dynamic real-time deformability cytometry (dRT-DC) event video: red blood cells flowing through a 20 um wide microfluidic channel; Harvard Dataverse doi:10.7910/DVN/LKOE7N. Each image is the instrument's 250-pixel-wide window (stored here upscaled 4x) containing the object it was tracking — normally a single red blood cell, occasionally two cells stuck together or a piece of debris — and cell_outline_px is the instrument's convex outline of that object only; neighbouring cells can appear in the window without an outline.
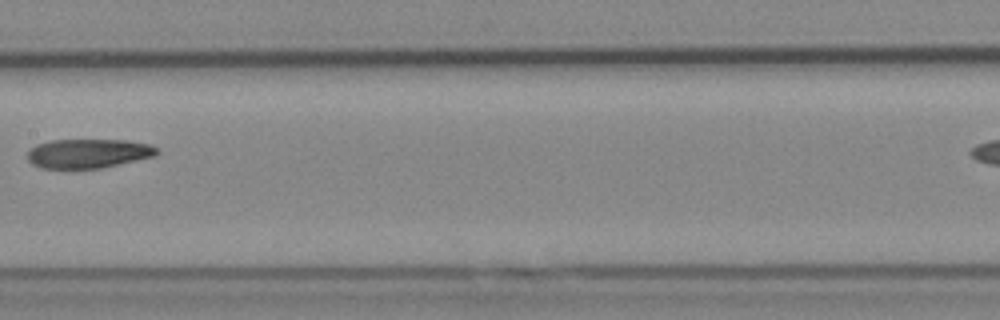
{"species": "Egyptian fruit bat (a non-hibernating species)", "species_latin": "Rousettus aegyptiacus", "temperature_condition": "cold", "stored_images_in_passage": 8, "camera_frame_rate_fps": 3000, "um_per_image_px": 0.085, "animal": {"sex": "female"}, "frame": {"image": 1, "passage_image": 7, "time_ms": 8.0, "image_size_px": [1000, 320], "cell_outline_px": [[160, 152], [156, 156], [100, 168], [40, 168], [32, 164], [28, 160], [28, 152], [36, 144], [52, 140], [124, 140], [148, 144], [156, 148]], "centroid_in_image_um": [7.5, 13.04], "position_along_channel_um": 199.9, "area_um2": 21.91}}